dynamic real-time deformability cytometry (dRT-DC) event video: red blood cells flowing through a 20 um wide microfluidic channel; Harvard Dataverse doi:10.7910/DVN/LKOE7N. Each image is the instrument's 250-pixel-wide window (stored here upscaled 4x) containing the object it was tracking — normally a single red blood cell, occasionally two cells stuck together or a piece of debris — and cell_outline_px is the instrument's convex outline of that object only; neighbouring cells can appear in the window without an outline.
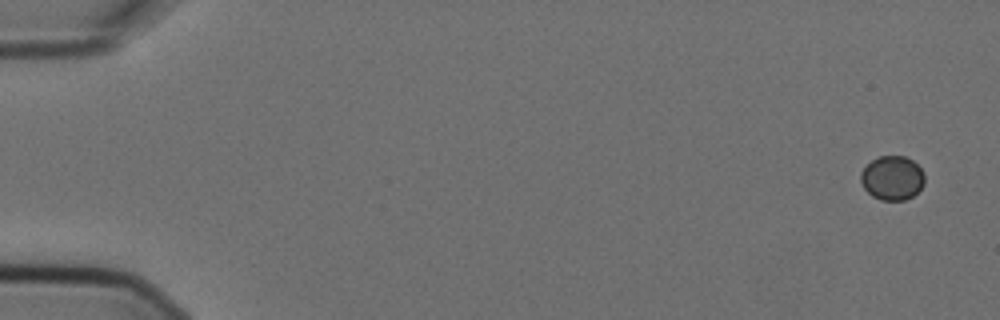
{"species": "Egyptian fruit bat (a non-hibernating species)", "species_latin": "Rousettus aegyptiacus", "temperature_condition": "cold", "stored_images_in_passage": 5, "camera_frame_rate_fps": 3000, "um_per_image_px": 0.085, "animal": {"sex": "female"}, "frame": {"image": 1, "passage_image": 1, "time_ms": 0.0, "image_size_px": [1000, 320], "cell_outline_px": [[924, 184], [912, 196], [904, 200], [880, 200], [872, 196], [864, 188], [860, 180], [860, 172], [872, 160], [880, 156], [904, 156], [912, 160], [924, 172]], "centroid_in_image_um": [75.83, 15.13], "position_along_channel_um": 9.2, "area_um2": 16.36}}
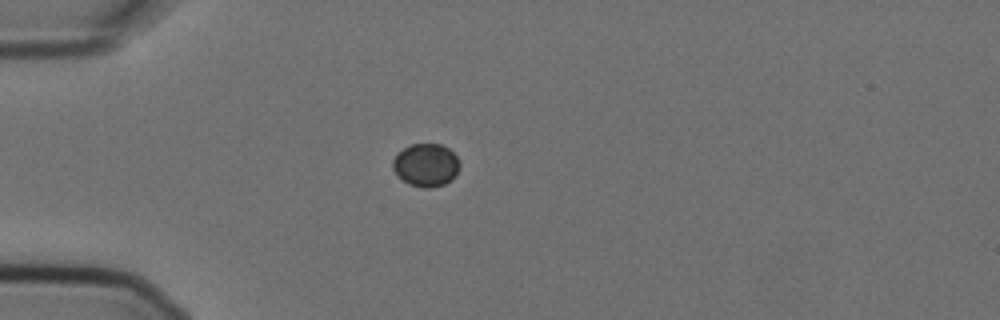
{"frame": {"image": 2, "passage_image": 5, "time_ms": 1.333, "image_size_px": [1000, 320], "cell_outline_px": [[460, 168], [456, 176], [452, 180], [444, 184], [428, 188], [424, 188], [408, 184], [396, 176], [392, 168], [392, 160], [396, 152], [412, 144], [440, 144], [448, 148], [456, 156], [460, 164]], "centroid_in_image_um": [36.18, 14.04], "position_along_channel_um": 48.8, "area_um2": 17.05}}